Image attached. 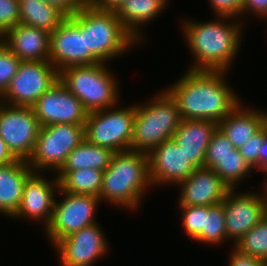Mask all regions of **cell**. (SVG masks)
Returning <instances> with one entry per match:
<instances>
[{
	"instance_id": "obj_1",
	"label": "cell",
	"mask_w": 267,
	"mask_h": 266,
	"mask_svg": "<svg viewBox=\"0 0 267 266\" xmlns=\"http://www.w3.org/2000/svg\"><path fill=\"white\" fill-rule=\"evenodd\" d=\"M223 71L186 70L165 89L175 100L182 119L209 120L219 124L241 102Z\"/></svg>"
},
{
	"instance_id": "obj_2",
	"label": "cell",
	"mask_w": 267,
	"mask_h": 266,
	"mask_svg": "<svg viewBox=\"0 0 267 266\" xmlns=\"http://www.w3.org/2000/svg\"><path fill=\"white\" fill-rule=\"evenodd\" d=\"M215 18L216 20L209 22L183 21L185 42L195 57L194 64L188 70L228 72L238 56L243 23L231 16L216 15Z\"/></svg>"
},
{
	"instance_id": "obj_3",
	"label": "cell",
	"mask_w": 267,
	"mask_h": 266,
	"mask_svg": "<svg viewBox=\"0 0 267 266\" xmlns=\"http://www.w3.org/2000/svg\"><path fill=\"white\" fill-rule=\"evenodd\" d=\"M153 187L149 176L148 154L127 150L113 153L109 166L103 171L101 202L137 210L146 190Z\"/></svg>"
},
{
	"instance_id": "obj_4",
	"label": "cell",
	"mask_w": 267,
	"mask_h": 266,
	"mask_svg": "<svg viewBox=\"0 0 267 266\" xmlns=\"http://www.w3.org/2000/svg\"><path fill=\"white\" fill-rule=\"evenodd\" d=\"M182 120L175 100L165 88L147 102L135 104L131 150L148 154L172 139Z\"/></svg>"
},
{
	"instance_id": "obj_5",
	"label": "cell",
	"mask_w": 267,
	"mask_h": 266,
	"mask_svg": "<svg viewBox=\"0 0 267 266\" xmlns=\"http://www.w3.org/2000/svg\"><path fill=\"white\" fill-rule=\"evenodd\" d=\"M106 63L69 66L59 71V81L83 104L85 110L95 112L119 105L117 77Z\"/></svg>"
},
{
	"instance_id": "obj_6",
	"label": "cell",
	"mask_w": 267,
	"mask_h": 266,
	"mask_svg": "<svg viewBox=\"0 0 267 266\" xmlns=\"http://www.w3.org/2000/svg\"><path fill=\"white\" fill-rule=\"evenodd\" d=\"M85 42L86 50L101 63L121 57L139 44L114 11L96 9L89 2L85 3Z\"/></svg>"
},
{
	"instance_id": "obj_7",
	"label": "cell",
	"mask_w": 267,
	"mask_h": 266,
	"mask_svg": "<svg viewBox=\"0 0 267 266\" xmlns=\"http://www.w3.org/2000/svg\"><path fill=\"white\" fill-rule=\"evenodd\" d=\"M84 139L85 125L61 123L42 126L28 165L34 172L53 170L57 173L69 153Z\"/></svg>"
},
{
	"instance_id": "obj_8",
	"label": "cell",
	"mask_w": 267,
	"mask_h": 266,
	"mask_svg": "<svg viewBox=\"0 0 267 266\" xmlns=\"http://www.w3.org/2000/svg\"><path fill=\"white\" fill-rule=\"evenodd\" d=\"M134 116V104L90 112L85 122V139L114 153L131 150Z\"/></svg>"
},
{
	"instance_id": "obj_9",
	"label": "cell",
	"mask_w": 267,
	"mask_h": 266,
	"mask_svg": "<svg viewBox=\"0 0 267 266\" xmlns=\"http://www.w3.org/2000/svg\"><path fill=\"white\" fill-rule=\"evenodd\" d=\"M48 60L58 71L69 66L101 63L90 50H86L85 4L50 33Z\"/></svg>"
},
{
	"instance_id": "obj_10",
	"label": "cell",
	"mask_w": 267,
	"mask_h": 266,
	"mask_svg": "<svg viewBox=\"0 0 267 266\" xmlns=\"http://www.w3.org/2000/svg\"><path fill=\"white\" fill-rule=\"evenodd\" d=\"M61 200L55 199L51 222L44 229L52 246L84 227L97 223L96 211L101 202L92 195L67 193L59 189Z\"/></svg>"
},
{
	"instance_id": "obj_11",
	"label": "cell",
	"mask_w": 267,
	"mask_h": 266,
	"mask_svg": "<svg viewBox=\"0 0 267 266\" xmlns=\"http://www.w3.org/2000/svg\"><path fill=\"white\" fill-rule=\"evenodd\" d=\"M58 81L59 71L49 60L21 61L0 101L14 106L32 107Z\"/></svg>"
},
{
	"instance_id": "obj_12",
	"label": "cell",
	"mask_w": 267,
	"mask_h": 266,
	"mask_svg": "<svg viewBox=\"0 0 267 266\" xmlns=\"http://www.w3.org/2000/svg\"><path fill=\"white\" fill-rule=\"evenodd\" d=\"M40 127L33 107L14 106L0 101V136L16 159H30Z\"/></svg>"
},
{
	"instance_id": "obj_13",
	"label": "cell",
	"mask_w": 267,
	"mask_h": 266,
	"mask_svg": "<svg viewBox=\"0 0 267 266\" xmlns=\"http://www.w3.org/2000/svg\"><path fill=\"white\" fill-rule=\"evenodd\" d=\"M230 189L223 199L227 238L235 243L267 214V193ZM237 190V191H236Z\"/></svg>"
},
{
	"instance_id": "obj_14",
	"label": "cell",
	"mask_w": 267,
	"mask_h": 266,
	"mask_svg": "<svg viewBox=\"0 0 267 266\" xmlns=\"http://www.w3.org/2000/svg\"><path fill=\"white\" fill-rule=\"evenodd\" d=\"M105 236L97 222L62 238L54 246L60 266H93L110 250Z\"/></svg>"
},
{
	"instance_id": "obj_15",
	"label": "cell",
	"mask_w": 267,
	"mask_h": 266,
	"mask_svg": "<svg viewBox=\"0 0 267 266\" xmlns=\"http://www.w3.org/2000/svg\"><path fill=\"white\" fill-rule=\"evenodd\" d=\"M40 126L85 125L88 112L82 102L60 82H56L32 106Z\"/></svg>"
},
{
	"instance_id": "obj_16",
	"label": "cell",
	"mask_w": 267,
	"mask_h": 266,
	"mask_svg": "<svg viewBox=\"0 0 267 266\" xmlns=\"http://www.w3.org/2000/svg\"><path fill=\"white\" fill-rule=\"evenodd\" d=\"M148 159L152 186H177L196 169L173 138L154 147Z\"/></svg>"
},
{
	"instance_id": "obj_17",
	"label": "cell",
	"mask_w": 267,
	"mask_h": 266,
	"mask_svg": "<svg viewBox=\"0 0 267 266\" xmlns=\"http://www.w3.org/2000/svg\"><path fill=\"white\" fill-rule=\"evenodd\" d=\"M41 172H33L25 181L19 209L12 219H31L41 222L46 228L51 222L54 203L60 183L57 177L51 181ZM57 194V195H56Z\"/></svg>"
},
{
	"instance_id": "obj_18",
	"label": "cell",
	"mask_w": 267,
	"mask_h": 266,
	"mask_svg": "<svg viewBox=\"0 0 267 266\" xmlns=\"http://www.w3.org/2000/svg\"><path fill=\"white\" fill-rule=\"evenodd\" d=\"M181 188L179 204L185 206H214L223 201L230 188L221 177L210 168H196L184 181Z\"/></svg>"
},
{
	"instance_id": "obj_19",
	"label": "cell",
	"mask_w": 267,
	"mask_h": 266,
	"mask_svg": "<svg viewBox=\"0 0 267 266\" xmlns=\"http://www.w3.org/2000/svg\"><path fill=\"white\" fill-rule=\"evenodd\" d=\"M1 40L21 61L49 59L50 33L45 30L18 23Z\"/></svg>"
},
{
	"instance_id": "obj_20",
	"label": "cell",
	"mask_w": 267,
	"mask_h": 266,
	"mask_svg": "<svg viewBox=\"0 0 267 266\" xmlns=\"http://www.w3.org/2000/svg\"><path fill=\"white\" fill-rule=\"evenodd\" d=\"M218 124L209 120L183 119L173 139L196 168L204 167L207 146Z\"/></svg>"
},
{
	"instance_id": "obj_21",
	"label": "cell",
	"mask_w": 267,
	"mask_h": 266,
	"mask_svg": "<svg viewBox=\"0 0 267 266\" xmlns=\"http://www.w3.org/2000/svg\"><path fill=\"white\" fill-rule=\"evenodd\" d=\"M34 171L28 161L0 166V214L12 218L21 204L25 181Z\"/></svg>"
},
{
	"instance_id": "obj_22",
	"label": "cell",
	"mask_w": 267,
	"mask_h": 266,
	"mask_svg": "<svg viewBox=\"0 0 267 266\" xmlns=\"http://www.w3.org/2000/svg\"><path fill=\"white\" fill-rule=\"evenodd\" d=\"M267 120V112L242 106V102L228 114L218 128L226 135L235 148H239L257 133Z\"/></svg>"
},
{
	"instance_id": "obj_23",
	"label": "cell",
	"mask_w": 267,
	"mask_h": 266,
	"mask_svg": "<svg viewBox=\"0 0 267 266\" xmlns=\"http://www.w3.org/2000/svg\"><path fill=\"white\" fill-rule=\"evenodd\" d=\"M168 4V0H125L115 14L124 28L141 43L143 26L163 13Z\"/></svg>"
},
{
	"instance_id": "obj_24",
	"label": "cell",
	"mask_w": 267,
	"mask_h": 266,
	"mask_svg": "<svg viewBox=\"0 0 267 266\" xmlns=\"http://www.w3.org/2000/svg\"><path fill=\"white\" fill-rule=\"evenodd\" d=\"M113 153L108 148L91 144L84 139L69 153L64 165L56 173V177L60 181L69 171L86 168L105 171Z\"/></svg>"
},
{
	"instance_id": "obj_25",
	"label": "cell",
	"mask_w": 267,
	"mask_h": 266,
	"mask_svg": "<svg viewBox=\"0 0 267 266\" xmlns=\"http://www.w3.org/2000/svg\"><path fill=\"white\" fill-rule=\"evenodd\" d=\"M204 167L212 169L230 189H238V185L254 170L237 148L228 155L205 156Z\"/></svg>"
},
{
	"instance_id": "obj_26",
	"label": "cell",
	"mask_w": 267,
	"mask_h": 266,
	"mask_svg": "<svg viewBox=\"0 0 267 266\" xmlns=\"http://www.w3.org/2000/svg\"><path fill=\"white\" fill-rule=\"evenodd\" d=\"M20 22L51 33L67 17L62 11L43 0H18Z\"/></svg>"
},
{
	"instance_id": "obj_27",
	"label": "cell",
	"mask_w": 267,
	"mask_h": 266,
	"mask_svg": "<svg viewBox=\"0 0 267 266\" xmlns=\"http://www.w3.org/2000/svg\"><path fill=\"white\" fill-rule=\"evenodd\" d=\"M103 171L86 168L69 171L60 181V189L67 193L99 197Z\"/></svg>"
},
{
	"instance_id": "obj_28",
	"label": "cell",
	"mask_w": 267,
	"mask_h": 266,
	"mask_svg": "<svg viewBox=\"0 0 267 266\" xmlns=\"http://www.w3.org/2000/svg\"><path fill=\"white\" fill-rule=\"evenodd\" d=\"M194 241L211 246H219L228 241L222 202L204 206V230Z\"/></svg>"
},
{
	"instance_id": "obj_29",
	"label": "cell",
	"mask_w": 267,
	"mask_h": 266,
	"mask_svg": "<svg viewBox=\"0 0 267 266\" xmlns=\"http://www.w3.org/2000/svg\"><path fill=\"white\" fill-rule=\"evenodd\" d=\"M234 247L244 254L267 261V214Z\"/></svg>"
},
{
	"instance_id": "obj_30",
	"label": "cell",
	"mask_w": 267,
	"mask_h": 266,
	"mask_svg": "<svg viewBox=\"0 0 267 266\" xmlns=\"http://www.w3.org/2000/svg\"><path fill=\"white\" fill-rule=\"evenodd\" d=\"M21 60L0 39V97L16 75Z\"/></svg>"
},
{
	"instance_id": "obj_31",
	"label": "cell",
	"mask_w": 267,
	"mask_h": 266,
	"mask_svg": "<svg viewBox=\"0 0 267 266\" xmlns=\"http://www.w3.org/2000/svg\"><path fill=\"white\" fill-rule=\"evenodd\" d=\"M182 212V227L187 236L195 240L204 230V206L179 205Z\"/></svg>"
},
{
	"instance_id": "obj_32",
	"label": "cell",
	"mask_w": 267,
	"mask_h": 266,
	"mask_svg": "<svg viewBox=\"0 0 267 266\" xmlns=\"http://www.w3.org/2000/svg\"><path fill=\"white\" fill-rule=\"evenodd\" d=\"M19 22L18 0H0V39Z\"/></svg>"
},
{
	"instance_id": "obj_33",
	"label": "cell",
	"mask_w": 267,
	"mask_h": 266,
	"mask_svg": "<svg viewBox=\"0 0 267 266\" xmlns=\"http://www.w3.org/2000/svg\"><path fill=\"white\" fill-rule=\"evenodd\" d=\"M264 139V124L262 128L251 136L241 147H239L240 154L244 160L254 169L259 171V149Z\"/></svg>"
},
{
	"instance_id": "obj_34",
	"label": "cell",
	"mask_w": 267,
	"mask_h": 266,
	"mask_svg": "<svg viewBox=\"0 0 267 266\" xmlns=\"http://www.w3.org/2000/svg\"><path fill=\"white\" fill-rule=\"evenodd\" d=\"M234 148V145L226 137V135L219 128H217L207 146L205 156L228 155Z\"/></svg>"
},
{
	"instance_id": "obj_35",
	"label": "cell",
	"mask_w": 267,
	"mask_h": 266,
	"mask_svg": "<svg viewBox=\"0 0 267 266\" xmlns=\"http://www.w3.org/2000/svg\"><path fill=\"white\" fill-rule=\"evenodd\" d=\"M244 1L245 0H209L208 2L215 15L231 16L241 19V9Z\"/></svg>"
},
{
	"instance_id": "obj_36",
	"label": "cell",
	"mask_w": 267,
	"mask_h": 266,
	"mask_svg": "<svg viewBox=\"0 0 267 266\" xmlns=\"http://www.w3.org/2000/svg\"><path fill=\"white\" fill-rule=\"evenodd\" d=\"M229 255V266H267V261L240 252L234 246Z\"/></svg>"
},
{
	"instance_id": "obj_37",
	"label": "cell",
	"mask_w": 267,
	"mask_h": 266,
	"mask_svg": "<svg viewBox=\"0 0 267 266\" xmlns=\"http://www.w3.org/2000/svg\"><path fill=\"white\" fill-rule=\"evenodd\" d=\"M267 20V0H245L241 9V18L251 13Z\"/></svg>"
},
{
	"instance_id": "obj_38",
	"label": "cell",
	"mask_w": 267,
	"mask_h": 266,
	"mask_svg": "<svg viewBox=\"0 0 267 266\" xmlns=\"http://www.w3.org/2000/svg\"><path fill=\"white\" fill-rule=\"evenodd\" d=\"M46 3L55 6L66 16L75 14L87 0H43Z\"/></svg>"
},
{
	"instance_id": "obj_39",
	"label": "cell",
	"mask_w": 267,
	"mask_h": 266,
	"mask_svg": "<svg viewBox=\"0 0 267 266\" xmlns=\"http://www.w3.org/2000/svg\"><path fill=\"white\" fill-rule=\"evenodd\" d=\"M259 170L266 175L265 183L267 181V120L264 123V139L259 149Z\"/></svg>"
},
{
	"instance_id": "obj_40",
	"label": "cell",
	"mask_w": 267,
	"mask_h": 266,
	"mask_svg": "<svg viewBox=\"0 0 267 266\" xmlns=\"http://www.w3.org/2000/svg\"><path fill=\"white\" fill-rule=\"evenodd\" d=\"M125 0H87L94 8L102 11H116Z\"/></svg>"
},
{
	"instance_id": "obj_41",
	"label": "cell",
	"mask_w": 267,
	"mask_h": 266,
	"mask_svg": "<svg viewBox=\"0 0 267 266\" xmlns=\"http://www.w3.org/2000/svg\"><path fill=\"white\" fill-rule=\"evenodd\" d=\"M16 160L17 159L9 151L6 142L0 136V166L11 164Z\"/></svg>"
},
{
	"instance_id": "obj_42",
	"label": "cell",
	"mask_w": 267,
	"mask_h": 266,
	"mask_svg": "<svg viewBox=\"0 0 267 266\" xmlns=\"http://www.w3.org/2000/svg\"><path fill=\"white\" fill-rule=\"evenodd\" d=\"M264 188H265V191L267 193V181L265 182V184H263Z\"/></svg>"
}]
</instances>
